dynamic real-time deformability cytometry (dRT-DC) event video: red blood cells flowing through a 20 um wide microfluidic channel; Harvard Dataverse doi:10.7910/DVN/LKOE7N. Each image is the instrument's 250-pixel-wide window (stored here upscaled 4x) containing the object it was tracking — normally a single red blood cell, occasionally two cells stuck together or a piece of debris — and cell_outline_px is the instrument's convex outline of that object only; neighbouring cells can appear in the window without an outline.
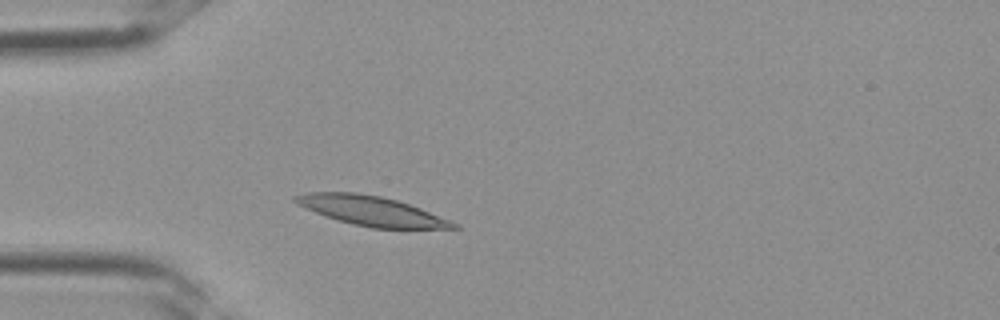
{"species": "Egyptian fruit bat (a non-hibernating species)", "species_latin": "Rousettus aegyptiacus", "temperature_condition": "room temperature", "stored_images_in_passage": 1, "camera_frame_rate_fps": 3000, "um_per_image_px": 0.085, "frame": {"image": 1, "passage_image": 1, "time_ms": 0.0, "image_size_px": [1000, 320], "cell_outline_px": [[460, 228], [372, 228], [352, 224], [324, 216], [304, 208], [296, 204], [292, 200], [292, 196], [304, 192], [356, 192], [380, 196], [396, 200], [420, 208], [452, 220], [460, 224]], "centroid_in_image_um": [31.52, 17.91], "position_along_channel_um": 53.5, "area_um2": 27.34}}